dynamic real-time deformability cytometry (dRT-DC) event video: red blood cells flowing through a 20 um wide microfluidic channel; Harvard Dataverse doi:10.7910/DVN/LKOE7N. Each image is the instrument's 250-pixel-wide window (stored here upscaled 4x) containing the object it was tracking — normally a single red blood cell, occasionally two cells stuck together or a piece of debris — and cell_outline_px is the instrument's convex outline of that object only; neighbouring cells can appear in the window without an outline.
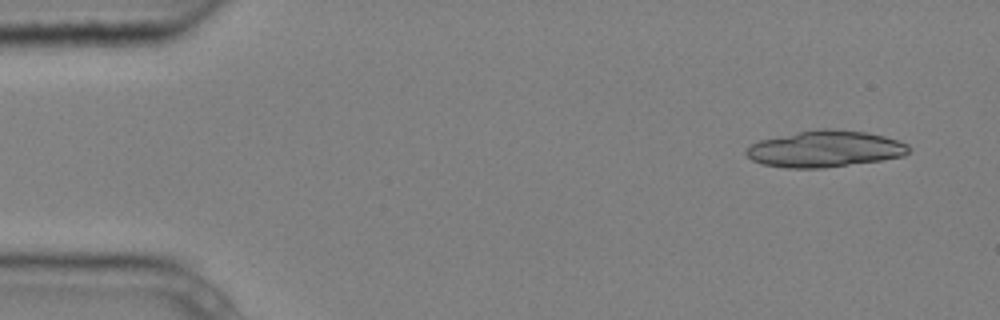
{"species": "common noctule bat (a hibernating species)", "species_latin": "Nyctalus noctula", "temperature_condition": "cold", "stored_images_in_passage": 5, "camera_frame_rate_fps": 3000, "um_per_image_px": 0.085, "animal": {"sex": "male", "body_mass_g": 20.4}, "frame": {"image": 1, "passage_image": 2, "time_ms": 0.333, "image_size_px": [1000, 320], "cell_outline_px": [[912, 148], [904, 156], [880, 160], [824, 168], [784, 168], [764, 164], [752, 160], [744, 152], [752, 144], [760, 140], [800, 132], [824, 128], [832, 128], [868, 132], [884, 136], [908, 144]], "centroid_in_image_um": [70.16, 12.66], "position_along_channel_um": 14.8, "area_um2": 34.33}}
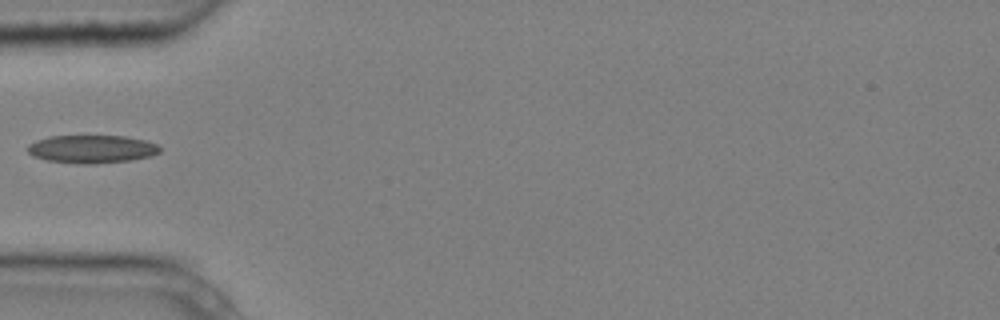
{"frame": {"image": 2, "passage_image": 5, "time_ms": 1.333, "image_size_px": [1000, 320], "cell_outline_px": [[160, 152], [152, 156], [128, 160], [96, 164], [80, 164], [48, 160], [32, 156], [28, 152], [28, 144], [36, 140], [48, 136], [124, 136], [144, 140], [156, 144], [160, 148]], "centroid_in_image_um": [7.78, 12.67], "position_along_channel_um": 77.2, "area_um2": 21.56}}